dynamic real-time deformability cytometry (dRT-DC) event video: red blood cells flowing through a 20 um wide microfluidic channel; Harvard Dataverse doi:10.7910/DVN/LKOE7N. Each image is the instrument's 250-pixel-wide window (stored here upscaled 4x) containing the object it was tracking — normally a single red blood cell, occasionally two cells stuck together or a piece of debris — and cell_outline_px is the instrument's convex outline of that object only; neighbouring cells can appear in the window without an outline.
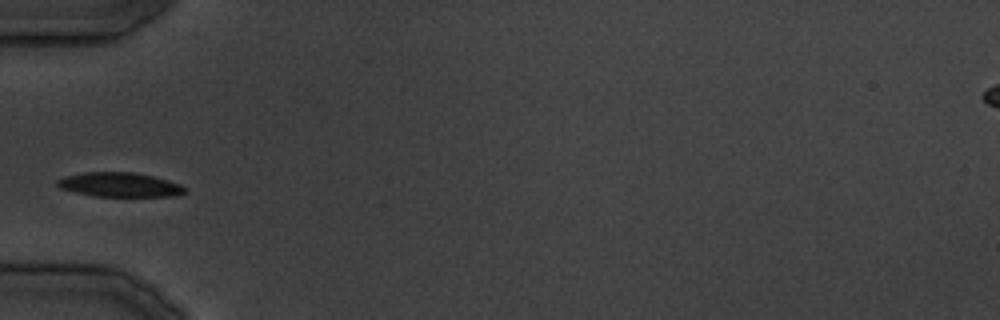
{"species": "common noctule bat (a hibernating species)", "species_latin": "Nyctalus noctula", "temperature_condition": "cold", "stored_images_in_passage": 24, "camera_frame_rate_fps": 3000, "um_per_image_px": 0.085, "animal": {"sex": "male", "body_mass_g": 19.5, "forearm_length_mm": 54.6}, "frame": {"image": 1, "passage_image": 1, "time_ms": 0.0, "image_size_px": [1000, 320], "cell_outline_px": [[188, 188], [184, 192], [176, 196], [92, 196], [60, 188], [56, 184], [56, 180], [64, 176], [84, 172], [132, 172], [152, 176], [168, 180], [180, 184]], "centroid_in_image_um": [10.16, 15.7], "position_along_channel_um": 74.8, "area_um2": 18.09}}
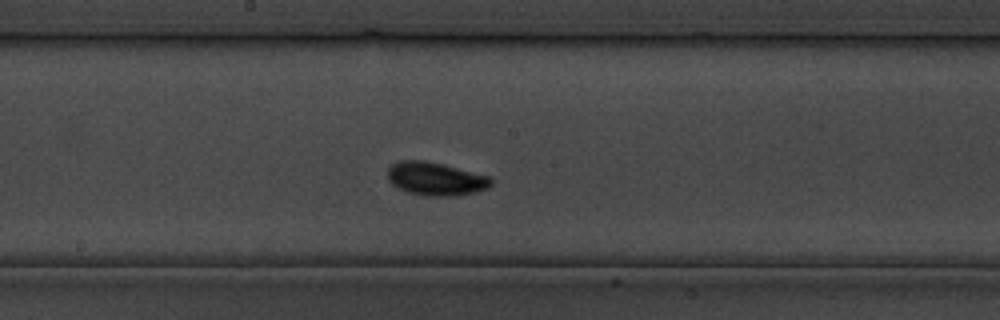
{"frame": {"image": 2, "passage_image": 8, "time_ms": 9.0, "image_size_px": [1000, 320], "cell_outline_px": [[492, 184], [488, 188], [472, 192], [452, 196], [424, 196], [408, 192], [396, 188], [388, 180], [388, 168], [392, 164], [400, 160], [424, 160], [488, 176], [492, 180]], "centroid_in_image_um": [36.97, 15.2], "position_along_channel_um": 211.2, "area_um2": 19.83}}
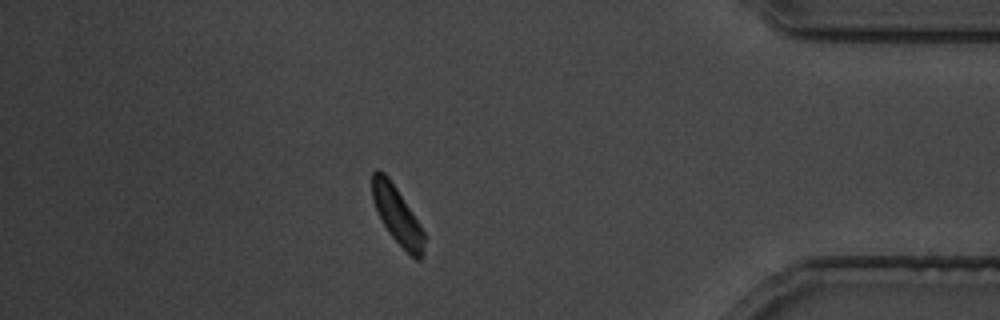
{"frame": {"image": 3, "passage_image": 20, "time_ms": 23.667, "image_size_px": [1000, 320], "cell_outline_px": [[424, 240], [420, 260], [416, 260], [388, 232], [372, 200], [372, 172], [376, 168], [384, 172], [388, 176], [420, 224], [424, 232]], "centroid_in_image_um": [33.73, 18.24], "position_along_channel_um": 401.5, "area_um2": 16.88}}